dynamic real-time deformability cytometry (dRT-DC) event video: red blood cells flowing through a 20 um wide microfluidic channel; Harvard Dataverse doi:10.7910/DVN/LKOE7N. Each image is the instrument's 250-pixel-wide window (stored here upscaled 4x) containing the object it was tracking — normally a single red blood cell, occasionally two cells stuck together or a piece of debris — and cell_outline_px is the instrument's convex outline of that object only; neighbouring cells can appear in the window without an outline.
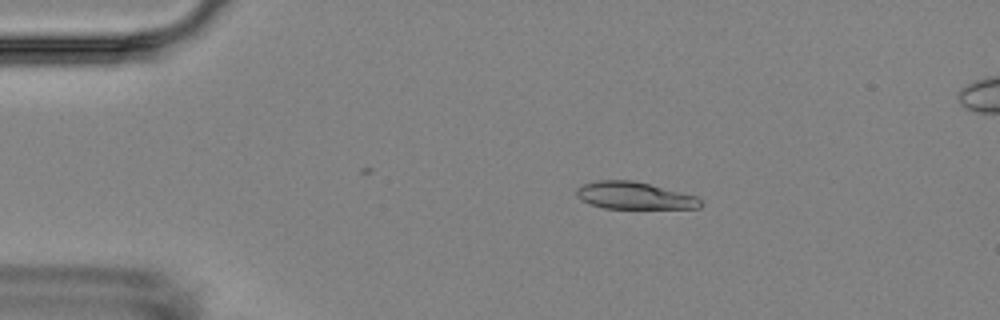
{"species": "Egyptian fruit bat (a non-hibernating species)", "species_latin": "Rousettus aegyptiacus", "temperature_condition": "room temperature", "stored_images_in_passage": 6, "camera_frame_rate_fps": 3000, "um_per_image_px": 0.085, "animal": {"sex": "female"}, "frame": {"image": 1, "passage_image": 4, "time_ms": 3.333, "image_size_px": [1000, 320], "cell_outline_px": [[704, 204], [700, 208], [604, 208], [588, 204], [580, 200], [576, 196], [576, 188], [584, 184], [596, 180], [632, 180], [696, 196]], "centroid_in_image_um": [53.87, 16.63], "position_along_channel_um": 31.1, "area_um2": 19.59}}